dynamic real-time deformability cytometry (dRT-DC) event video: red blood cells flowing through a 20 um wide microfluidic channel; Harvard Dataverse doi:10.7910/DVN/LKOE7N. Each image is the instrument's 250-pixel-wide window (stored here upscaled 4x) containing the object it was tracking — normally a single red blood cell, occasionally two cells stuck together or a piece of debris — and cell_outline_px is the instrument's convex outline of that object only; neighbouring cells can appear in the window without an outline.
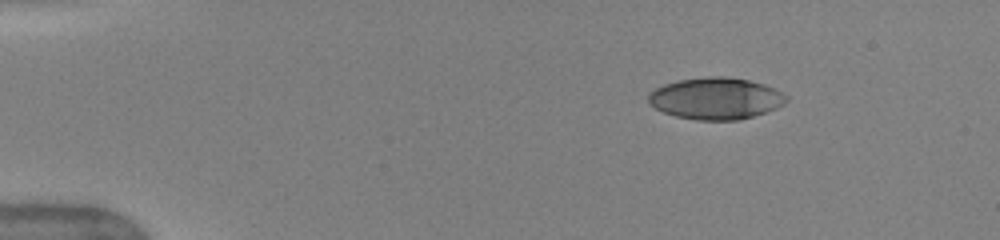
{"species": "human", "species_latin": "Homo sapiens", "temperature_condition": "warm", "stored_images_in_passage": 43, "camera_frame_rate_fps": 3000, "um_per_image_px": 0.085, "donor": {"sex": "female"}, "frame": {"image": 1, "passage_image": 1, "time_ms": 0.0, "image_size_px": [1000, 240], "cell_outline_px": [[788, 100], [784, 104], [776, 108], [752, 116], [736, 120], [696, 120], [676, 116], [664, 112], [648, 104], [648, 92], [664, 84], [680, 80], [708, 76], [724, 76], [748, 80], [764, 84], [788, 96]], "centroid_in_image_um": [60.82, 8.36], "position_along_channel_um": 24.2, "area_um2": 33.41}}
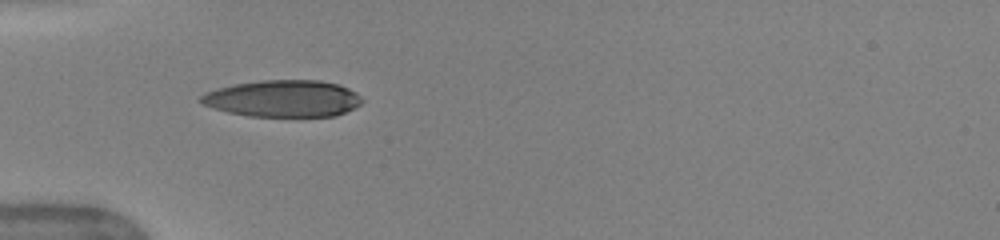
{"frame": {"image": 2, "passage_image": 10, "time_ms": 3.0, "image_size_px": [1000, 240], "cell_outline_px": [[364, 100], [360, 104], [336, 116], [248, 116], [228, 112], [212, 108], [204, 104], [200, 100], [200, 96], [204, 92], [216, 88], [236, 84], [260, 80], [320, 80], [336, 84], [348, 88], [356, 92]], "centroid_in_image_um": [24.04, 8.37], "position_along_channel_um": 61.0, "area_um2": 34.51}}
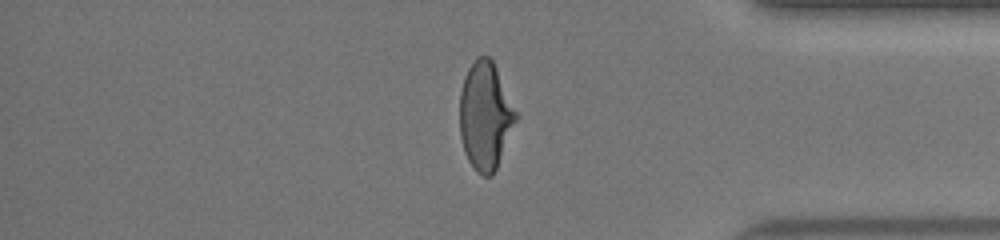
{"frame": {"image": 3, "passage_image": 36, "time_ms": 11.667, "image_size_px": [1000, 240], "cell_outline_px": [[516, 120], [496, 168], [492, 176], [484, 176], [476, 172], [468, 160], [464, 152], [460, 136], [460, 92], [464, 76], [468, 68], [476, 56], [488, 56], [492, 60], [516, 112]], "centroid_in_image_um": [41.21, 9.85], "position_along_channel_um": 394.0, "area_um2": 34.74}, "authors_computed_cell_mechanics": {"area_um2": 34.8534, "velocity_mm_per_s": 4.097, "shape_relaxation_time_tau1_ms": 4.9134, "shape_relaxation_time_tau2_ms": 1.0713, "deformation_change_tau1": 0.2264, "deformation_change_tau2": 0.053}}